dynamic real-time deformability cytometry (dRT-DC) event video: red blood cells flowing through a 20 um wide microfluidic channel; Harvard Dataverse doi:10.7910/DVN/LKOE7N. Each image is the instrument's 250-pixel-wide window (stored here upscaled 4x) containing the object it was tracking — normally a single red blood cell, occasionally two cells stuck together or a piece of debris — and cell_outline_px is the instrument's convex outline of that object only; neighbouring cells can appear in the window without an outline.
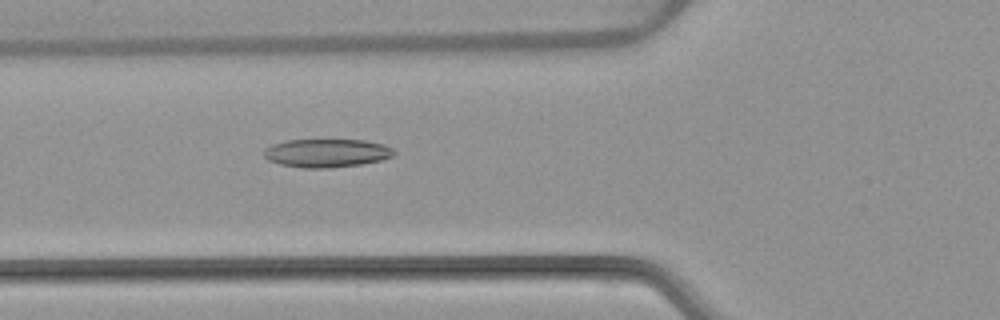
{"species": "common noctule bat (a hibernating species)", "species_latin": "Nyctalus noctula", "temperature_condition": "warm", "stored_images_in_passage": 52, "camera_frame_rate_fps": 3000, "um_per_image_px": 0.085, "animal": {"sex": "female", "body_mass_g": 22.7, "forearm_length_mm": 54.2}, "frame": {"image": 1, "passage_image": 19, "time_ms": 6.0, "image_size_px": [1000, 320], "cell_outline_px": [[396, 152], [392, 156], [380, 160], [360, 164], [328, 168], [300, 168], [280, 164], [268, 160], [264, 156], [264, 148], [272, 144], [284, 140], [364, 140], [384, 144], [392, 148]], "centroid_in_image_um": [27.73, 13.0], "position_along_channel_um": 98.1, "area_um2": 21.56}}
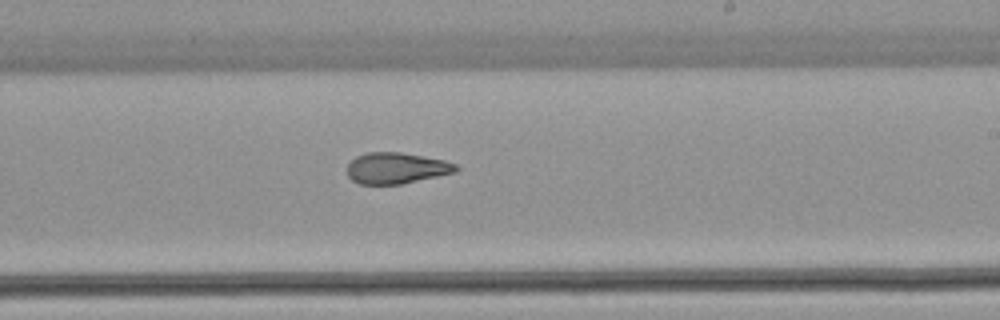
{"frame": {"image": 2, "passage_image": 31, "time_ms": 10.0, "image_size_px": [1000, 320], "cell_outline_px": [[460, 168], [456, 172], [400, 184], [360, 184], [352, 180], [348, 176], [348, 164], [356, 156], [368, 152], [400, 152], [444, 160], [456, 164]], "centroid_in_image_um": [33.69, 14.29], "position_along_channel_um": 255.3, "area_um2": 19.59}}
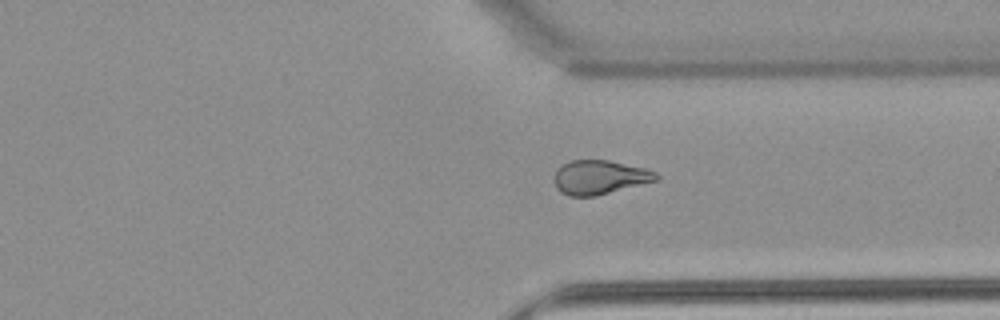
{"frame": {"image": 3, "passage_image": 39, "time_ms": 12.667, "image_size_px": [1000, 320], "cell_outline_px": [[660, 180], [596, 196], [568, 196], [560, 192], [556, 188], [552, 180], [556, 168], [572, 160], [608, 160], [644, 168], [656, 172], [660, 176]], "centroid_in_image_um": [50.96, 15.08], "position_along_channel_um": 360.4, "area_um2": 20.58}, "authors_computed_cell_mechanics": {"area_um2": 21.4149, "velocity_mm_per_s": 3.9311, "shape_relaxation_time_tau1_ms": null, "shape_relaxation_time_tau2_ms": 2.6869, "deformation_change_tau1": null, "deformation_change_tau2": 0.1048}}